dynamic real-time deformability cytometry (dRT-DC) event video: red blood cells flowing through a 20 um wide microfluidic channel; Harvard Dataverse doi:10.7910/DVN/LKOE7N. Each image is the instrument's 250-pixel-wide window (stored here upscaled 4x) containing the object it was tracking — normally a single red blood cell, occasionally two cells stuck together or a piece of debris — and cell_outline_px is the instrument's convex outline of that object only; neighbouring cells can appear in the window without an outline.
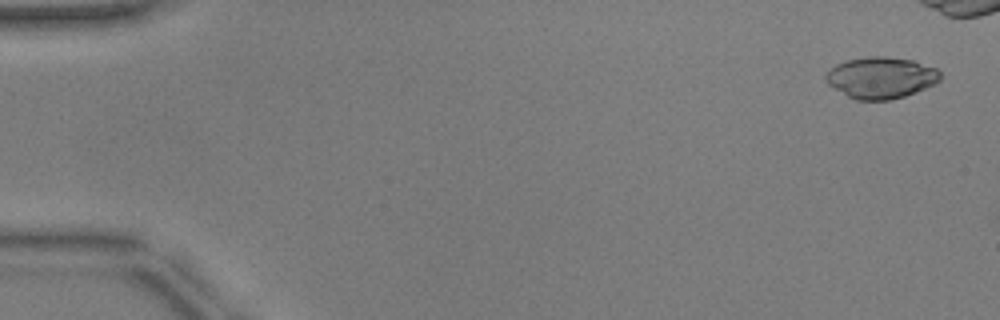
{"species": "common noctule bat (a hibernating species)", "species_latin": "Nyctalus noctula", "temperature_condition": "warm", "stored_images_in_passage": 42, "camera_frame_rate_fps": 3000, "um_per_image_px": 0.085, "animal": {"sex": "male", "body_mass_g": 17.9, "forearm_length_mm": 54.2}, "frame": {"image": 1, "passage_image": 2, "time_ms": 0.333, "image_size_px": [1000, 320], "cell_outline_px": [[940, 80], [936, 84], [904, 96], [892, 100], [856, 100], [848, 96], [828, 84], [824, 80], [824, 76], [836, 64], [844, 60], [868, 56], [888, 56], [916, 60], [936, 68], [940, 72]], "centroid_in_image_um": [74.9, 6.58], "position_along_channel_um": 10.1, "area_um2": 27.92}}
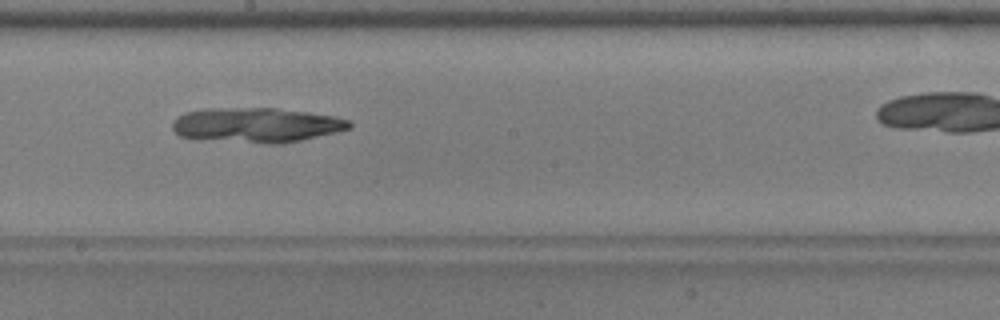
{"frame": {"image": 2, "passage_image": 29, "time_ms": 9.333, "image_size_px": [1000, 320], "cell_outline_px": [[352, 128], [336, 132], [284, 144], [264, 144], [196, 140], [180, 136], [172, 128], [172, 120], [176, 116], [184, 112], [204, 108], [276, 108], [308, 112], [336, 116], [352, 120]], "centroid_in_image_um": [21.77, 10.64], "position_along_channel_um": 226.4, "area_um2": 36.82}}
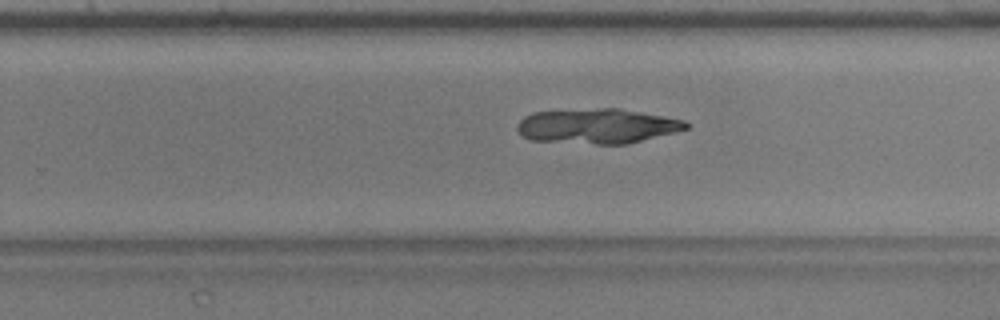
{"frame": {"image": 3, "passage_image": 33, "time_ms": 10.667, "image_size_px": [1000, 320], "cell_outline_px": [[688, 128], [628, 144], [596, 144], [532, 140], [524, 136], [516, 128], [516, 124], [524, 116], [532, 112], [600, 108], [620, 108], [664, 116], [684, 120], [688, 124]], "centroid_in_image_um": [50.75, 10.71], "position_along_channel_um": 279.1, "area_um2": 34.16}}